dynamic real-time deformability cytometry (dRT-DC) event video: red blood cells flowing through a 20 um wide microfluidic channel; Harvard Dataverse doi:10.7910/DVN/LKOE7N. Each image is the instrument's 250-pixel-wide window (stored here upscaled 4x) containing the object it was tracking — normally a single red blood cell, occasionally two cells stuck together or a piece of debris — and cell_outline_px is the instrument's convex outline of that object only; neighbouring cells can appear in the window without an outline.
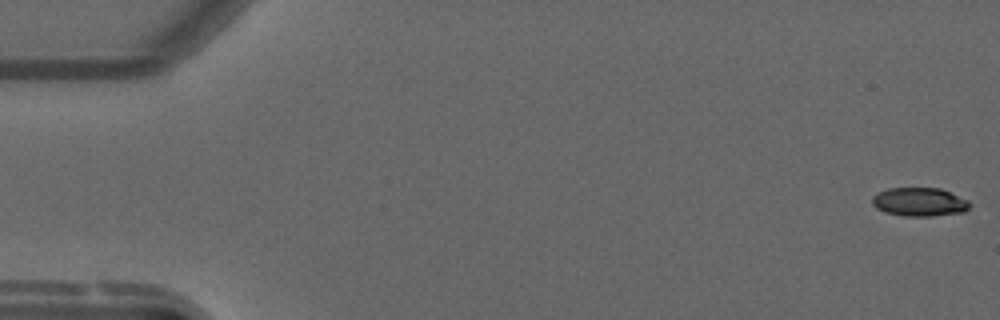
{"species": "common noctule bat (a hibernating species)", "species_latin": "Nyctalus noctula", "temperature_condition": "warm", "stored_images_in_passage": 55, "camera_frame_rate_fps": 3000, "um_per_image_px": 0.085, "animal": {"sex": "male", "forearm_length_mm": 52.5}, "frame": {"image": 1, "passage_image": 1, "time_ms": 0.0, "image_size_px": [1000, 320], "cell_outline_px": [[968, 208], [964, 212], [932, 216], [904, 216], [884, 212], [876, 208], [872, 204], [872, 196], [888, 188], [940, 188], [968, 200]], "centroid_in_image_um": [78.12, 17.17], "position_along_channel_um": 6.9, "area_um2": 16.18}}
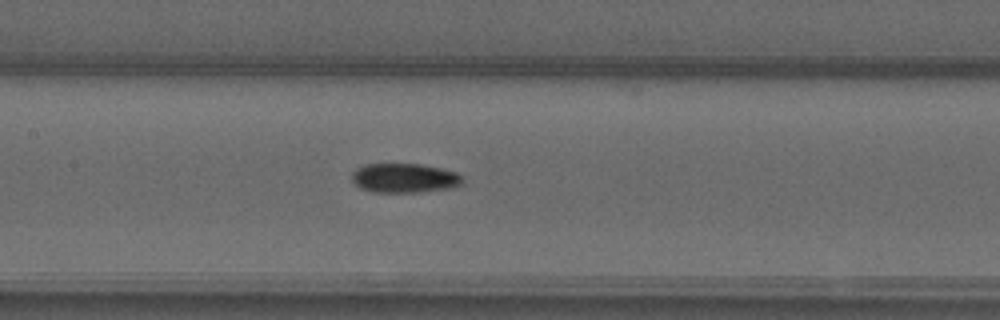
{"frame": {"image": 2, "passage_image": 26, "time_ms": 8.333, "image_size_px": [1000, 320], "cell_outline_px": [[464, 180], [460, 184], [452, 188], [420, 192], [372, 192], [360, 188], [352, 180], [352, 172], [356, 168], [364, 164], [420, 164], [440, 168], [456, 172], [464, 176]], "centroid_in_image_um": [34.38, 15.13], "position_along_channel_um": 173.0, "area_um2": 19.07}}
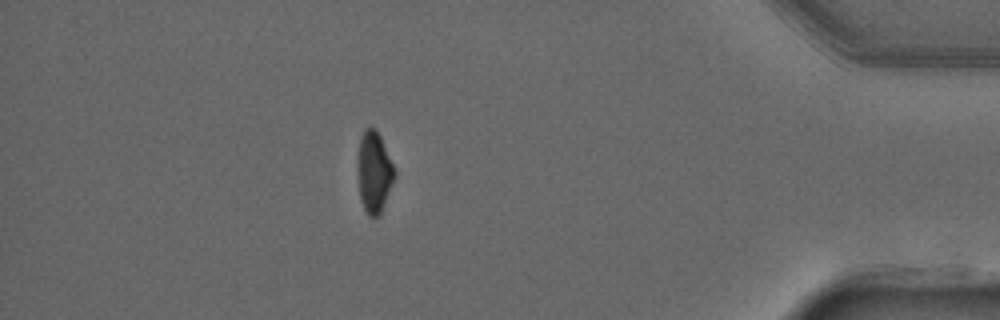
{"frame": {"image": 3, "passage_image": 48, "time_ms": 15.667, "image_size_px": [1000, 320], "cell_outline_px": [[396, 176], [380, 216], [368, 216], [360, 200], [356, 172], [356, 164], [360, 136], [364, 128], [376, 128], [380, 136], [396, 172]], "centroid_in_image_um": [31.77, 14.64], "position_along_channel_um": 403.4, "area_um2": 17.92}, "authors_computed_cell_mechanics": {"area_um2": 18.0914, "velocity_mm_per_s": 3.7786, "shape_relaxation_time_tau1_ms": null, "shape_relaxation_time_tau2_ms": 4.4588, "deformation_change_tau1": null, "deformation_change_tau2": 0.0587}}